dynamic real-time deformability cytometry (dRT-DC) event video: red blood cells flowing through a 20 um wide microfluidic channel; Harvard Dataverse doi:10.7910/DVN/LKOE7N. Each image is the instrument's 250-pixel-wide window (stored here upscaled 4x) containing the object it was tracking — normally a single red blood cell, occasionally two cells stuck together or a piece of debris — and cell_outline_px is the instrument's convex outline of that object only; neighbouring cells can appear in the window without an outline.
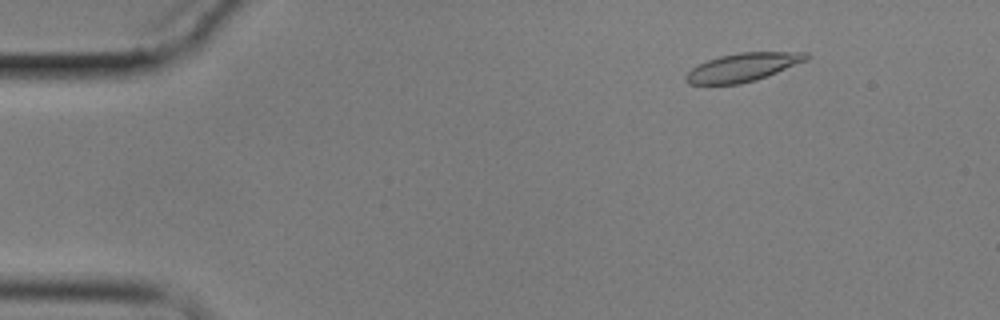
{"species": "common noctule bat (a hibernating species)", "species_latin": "Nyctalus noctula", "temperature_condition": "cold", "stored_images_in_passage": 5, "camera_frame_rate_fps": 3000, "um_per_image_px": 0.085, "animal": {"sex": "male", "body_mass_g": 17.9}, "frame": {"image": 1, "passage_image": 3, "time_ms": 2.333, "image_size_px": [1000, 320], "cell_outline_px": [[812, 56], [808, 60], [756, 80], [740, 84], [688, 84], [684, 80], [684, 76], [692, 68], [708, 60], [720, 56], [740, 52], [808, 52]], "centroid_in_image_um": [63.17, 5.71], "position_along_channel_um": 21.8, "area_um2": 19.88}}
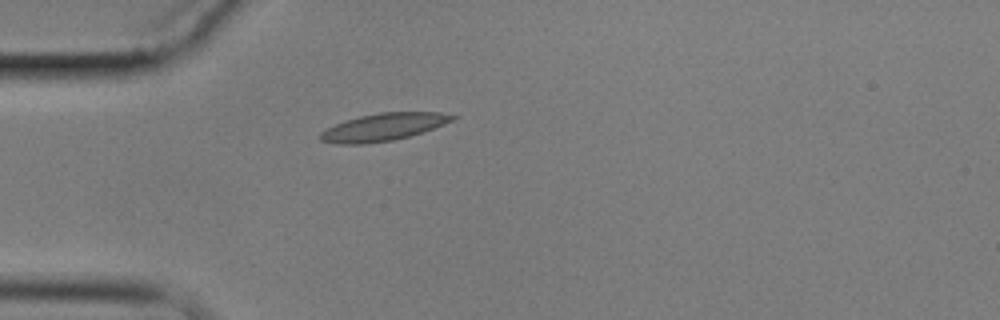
{"frame": {"image": 2, "passage_image": 5, "time_ms": 5.333, "image_size_px": [1000, 320], "cell_outline_px": [[460, 116], [452, 120], [432, 128], [408, 136], [392, 140], [364, 144], [336, 144], [320, 140], [320, 132], [344, 120], [360, 116], [380, 112], [440, 112]], "centroid_in_image_um": [32.56, 10.79], "position_along_channel_um": 52.4, "area_um2": 20.87}}